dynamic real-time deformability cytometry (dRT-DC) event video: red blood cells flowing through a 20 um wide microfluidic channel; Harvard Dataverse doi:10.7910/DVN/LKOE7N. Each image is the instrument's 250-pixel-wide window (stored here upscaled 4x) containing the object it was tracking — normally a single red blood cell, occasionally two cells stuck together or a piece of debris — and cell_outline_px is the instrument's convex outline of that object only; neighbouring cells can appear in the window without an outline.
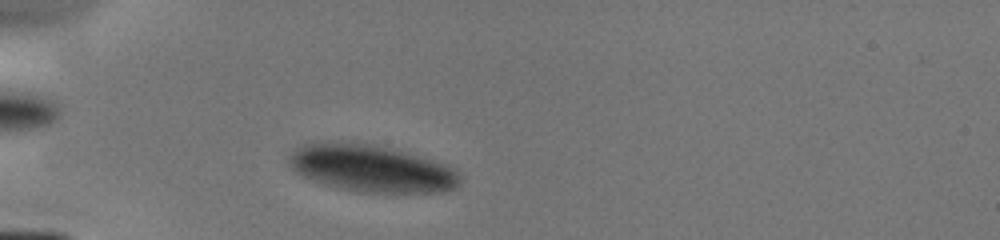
{"species": "human", "species_latin": "Homo sapiens", "temperature_condition": "cold", "stored_images_in_passage": 4, "camera_frame_rate_fps": 3000, "um_per_image_px": 0.085, "donor": {"sex": "male"}, "frame": {"image": 1, "passage_image": 1, "time_ms": 0.0, "image_size_px": [1000, 240], "cell_outline_px": [[460, 180], [452, 188], [440, 192], [364, 192], [336, 188], [312, 180], [296, 172], [288, 164], [288, 156], [300, 144], [312, 140], [352, 140], [376, 144], [408, 152], [456, 168], [460, 172]], "centroid_in_image_um": [31.48, 14.25], "position_along_channel_um": 53.5, "area_um2": 47.92}}
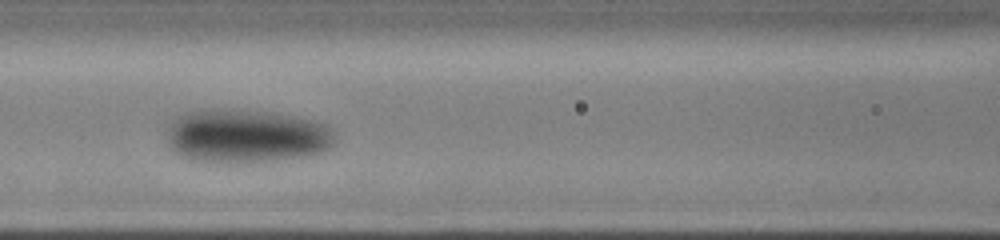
{"frame": {"image": 2, "passage_image": 4, "time_ms": 2.667, "image_size_px": [1000, 240], "cell_outline_px": [[336, 144], [332, 148], [324, 152], [304, 156], [268, 160], [192, 160], [176, 152], [168, 144], [168, 124], [176, 116], [184, 112], [200, 108], [212, 108], [264, 112], [308, 120], [324, 124], [332, 128], [336, 132]], "centroid_in_image_um": [20.93, 11.52], "position_along_channel_um": 145.7, "area_um2": 51.73}}